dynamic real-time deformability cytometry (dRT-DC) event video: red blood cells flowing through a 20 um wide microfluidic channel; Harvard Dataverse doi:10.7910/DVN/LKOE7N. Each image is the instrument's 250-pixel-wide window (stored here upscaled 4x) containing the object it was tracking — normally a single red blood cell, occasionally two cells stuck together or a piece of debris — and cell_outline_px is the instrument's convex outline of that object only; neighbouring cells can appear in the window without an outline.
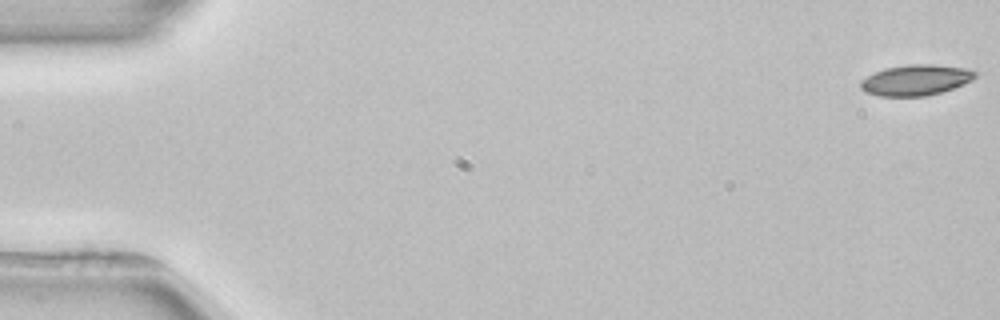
{"species": "common noctule bat (a hibernating species)", "species_latin": "Nyctalus noctula", "temperature_condition": "room temperature", "stored_images_in_passage": 4, "camera_frame_rate_fps": 3000, "um_per_image_px": 0.085, "animal": {"sex": "female", "body_mass_g": 22.7, "forearm_length_mm": 54.2}, "frame": {"image": 1, "passage_image": 1, "time_ms": 0.0, "image_size_px": [1000, 320], "cell_outline_px": [[976, 76], [972, 80], [952, 88], [940, 92], [924, 96], [880, 96], [864, 92], [860, 88], [860, 80], [884, 68], [908, 64], [932, 64], [964, 68], [976, 72]], "centroid_in_image_um": [77.8, 6.8], "position_along_channel_um": 7.2, "area_um2": 20.35}}